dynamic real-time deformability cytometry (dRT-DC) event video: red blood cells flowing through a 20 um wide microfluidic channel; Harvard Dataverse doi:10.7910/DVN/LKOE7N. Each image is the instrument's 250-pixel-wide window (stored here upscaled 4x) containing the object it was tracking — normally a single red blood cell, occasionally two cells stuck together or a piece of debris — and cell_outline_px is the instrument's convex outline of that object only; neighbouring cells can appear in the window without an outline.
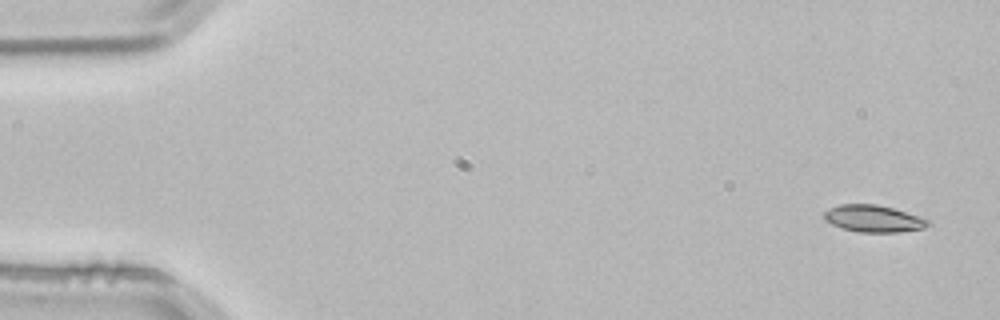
{"species": "common noctule bat (a hibernating species)", "species_latin": "Nyctalus noctula", "temperature_condition": "room temperature", "stored_images_in_passage": 4, "camera_frame_rate_fps": 3000, "um_per_image_px": 0.085, "animal": {"sex": "male", "body_mass_g": 21.5, "forearm_length_mm": 52.0}, "frame": {"image": 1, "passage_image": 1, "time_ms": 0.0, "image_size_px": [1000, 320], "cell_outline_px": [[932, 224], [924, 228], [900, 232], [860, 232], [840, 228], [824, 220], [824, 212], [828, 208], [840, 204], [876, 204], [892, 208], [928, 220]], "centroid_in_image_um": [74.2, 18.59], "position_along_channel_um": 10.8, "area_um2": 16.24}}
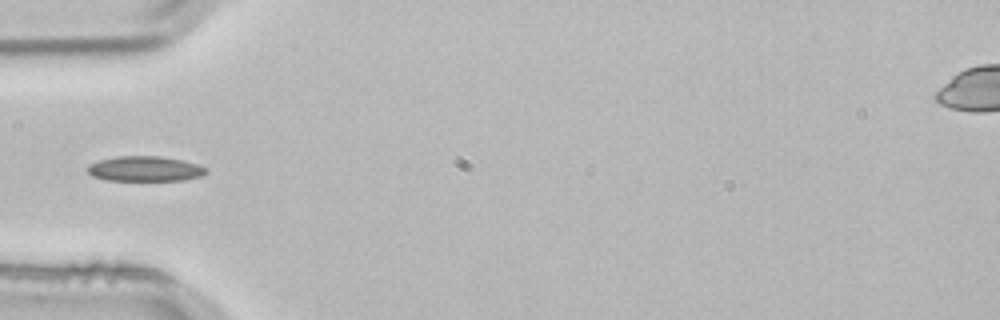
{"frame": {"image": 2, "passage_image": 4, "time_ms": 1.0, "image_size_px": [1000, 320], "cell_outline_px": [[208, 172], [200, 176], [180, 180], [104, 180], [92, 176], [88, 172], [88, 164], [100, 160], [116, 156], [160, 156], [180, 160], [196, 164], [208, 168]], "centroid_in_image_um": [12.29, 14.34], "position_along_channel_um": 72.7, "area_um2": 17.22}}